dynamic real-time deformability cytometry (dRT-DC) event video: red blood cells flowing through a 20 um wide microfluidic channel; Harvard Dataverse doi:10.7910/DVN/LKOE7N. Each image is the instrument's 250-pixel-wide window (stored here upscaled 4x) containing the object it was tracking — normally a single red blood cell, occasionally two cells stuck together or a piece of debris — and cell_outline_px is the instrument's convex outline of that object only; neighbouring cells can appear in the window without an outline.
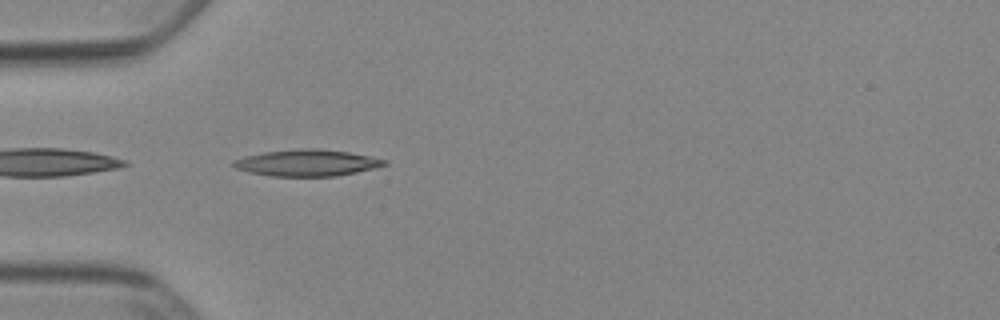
{"species": "Egyptian fruit bat (a non-hibernating species)", "species_latin": "Rousettus aegyptiacus", "temperature_condition": "cold", "stored_images_in_passage": 38, "camera_frame_rate_fps": 3000, "um_per_image_px": 0.085, "animal": {"sex": "female"}, "frame": {"image": 1, "passage_image": 2, "time_ms": 0.333, "image_size_px": [1000, 320], "cell_outline_px": [[388, 164], [356, 172], [336, 176], [272, 176], [248, 172], [236, 168], [232, 164], [232, 160], [244, 156], [264, 152], [300, 148], [320, 148], [348, 152], [372, 156], [388, 160]], "centroid_in_image_um": [26.09, 13.83], "position_along_channel_um": 58.9, "area_um2": 23.41}}
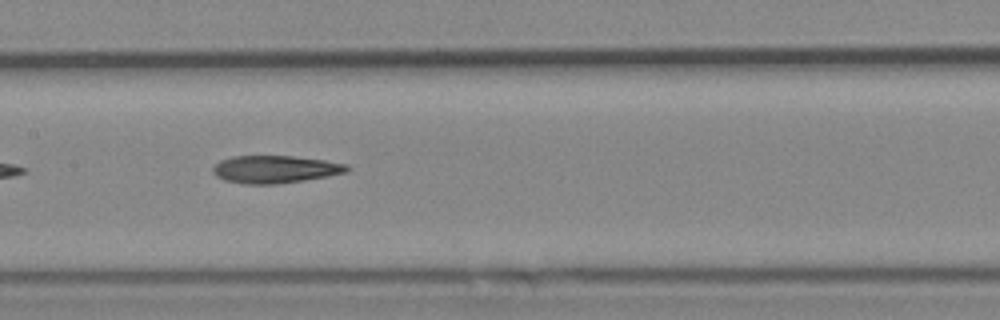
{"frame": {"image": 2, "passage_image": 12, "time_ms": 3.667, "image_size_px": [1000, 320], "cell_outline_px": [[352, 168], [348, 172], [328, 176], [304, 180], [276, 184], [244, 184], [224, 180], [216, 176], [212, 172], [212, 168], [220, 160], [232, 156], [292, 156], [324, 160], [348, 164]], "centroid_in_image_um": [23.4, 14.39], "position_along_channel_um": 184.0, "area_um2": 21.68}}
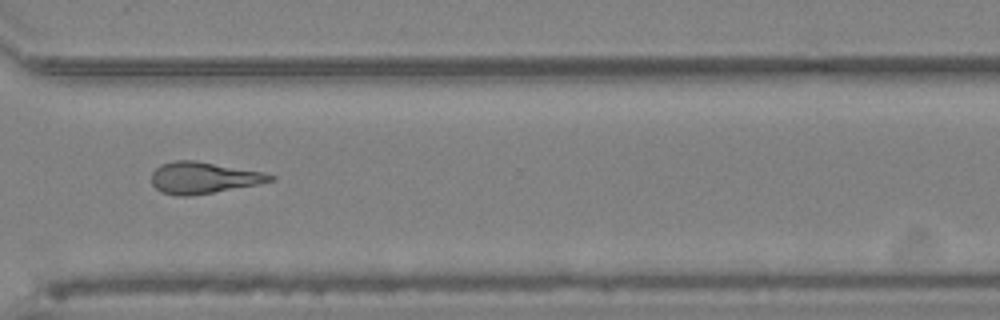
{"frame": {"image": 3, "passage_image": 25, "time_ms": 8.0, "image_size_px": [1000, 320], "cell_outline_px": [[276, 180], [256, 184], [212, 192], [188, 196], [176, 196], [160, 192], [152, 184], [152, 172], [160, 164], [176, 160], [196, 160], [264, 172], [276, 176]], "centroid_in_image_um": [17.27, 15.1], "position_along_channel_um": 353.3, "area_um2": 21.79}, "authors_computed_cell_mechanics": {"area_um2": 21.6461, "velocity_mm_per_s": 3.8975, "shape_relaxation_time_tau1_ms": 7.7854, "shape_relaxation_time_tau2_ms": 8.1405, "deformation_change_tau1": 0.2086, "deformation_change_tau2": 0.2309}}